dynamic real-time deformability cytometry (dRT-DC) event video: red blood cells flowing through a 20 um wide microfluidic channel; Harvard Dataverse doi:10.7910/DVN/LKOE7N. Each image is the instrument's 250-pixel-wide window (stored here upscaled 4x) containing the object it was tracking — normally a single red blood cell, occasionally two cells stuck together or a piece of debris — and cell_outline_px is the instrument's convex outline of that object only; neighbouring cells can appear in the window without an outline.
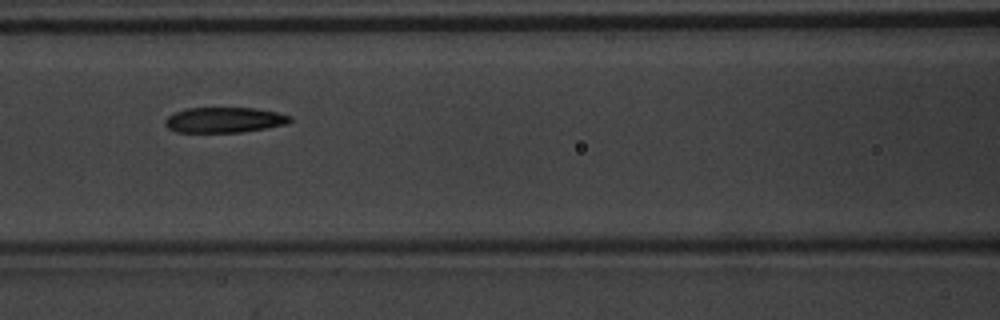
{"species": "common noctule bat (a hibernating species)", "species_latin": "Nyctalus noctula", "temperature_condition": "warm", "stored_images_in_passage": 9, "camera_frame_rate_fps": 3000, "um_per_image_px": 0.085, "animal": {"sex": "male", "body_mass_g": 20.1, "forearm_length_mm": 53.5}, "frame": {"image": 1, "passage_image": 7, "time_ms": 2.0, "image_size_px": [1000, 320], "cell_outline_px": [[292, 120], [288, 124], [268, 128], [240, 132], [176, 132], [168, 128], [164, 124], [164, 120], [168, 116], [184, 108], [256, 108], [276, 112], [292, 116]], "centroid_in_image_um": [19.08, 10.19], "position_along_channel_um": 147.5, "area_um2": 18.61}}
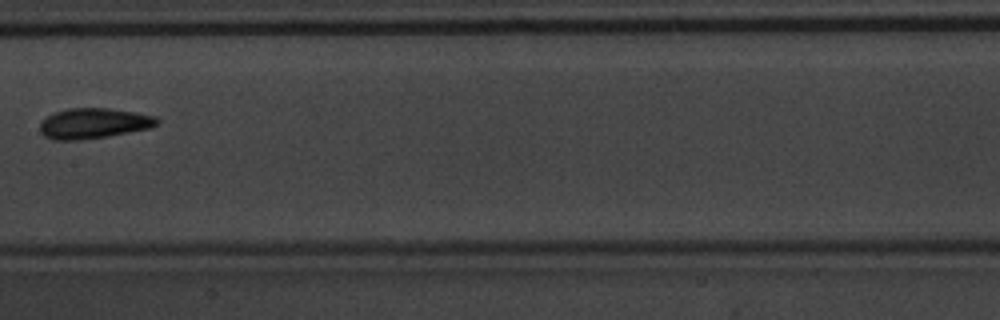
{"frame": {"image": 2, "passage_image": 8, "time_ms": 2.333, "image_size_px": [1000, 320], "cell_outline_px": [[160, 124], [148, 128], [108, 136], [76, 140], [52, 140], [44, 136], [40, 132], [40, 124], [48, 116], [56, 112], [68, 108], [108, 108], [136, 112], [156, 116], [160, 120]], "centroid_in_image_um": [7.98, 10.48], "position_along_channel_um": 199.4, "area_um2": 20.69}}